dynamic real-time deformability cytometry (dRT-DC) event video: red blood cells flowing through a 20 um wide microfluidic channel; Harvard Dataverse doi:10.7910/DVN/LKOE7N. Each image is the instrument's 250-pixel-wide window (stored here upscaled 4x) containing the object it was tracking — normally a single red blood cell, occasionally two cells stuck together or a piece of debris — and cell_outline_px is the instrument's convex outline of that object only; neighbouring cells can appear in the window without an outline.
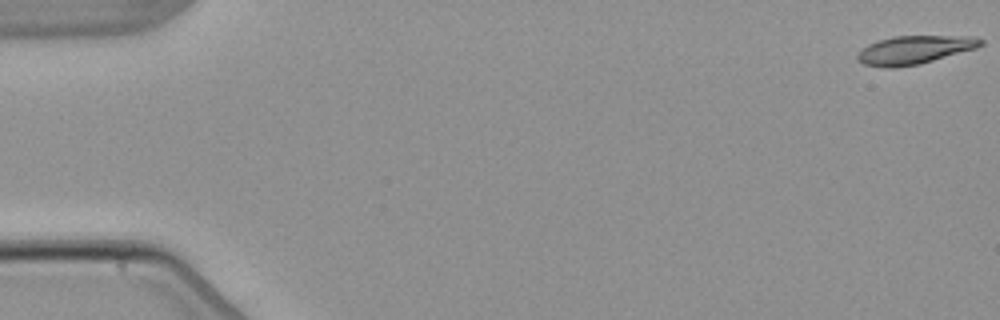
{"species": "common noctule bat (a hibernating species)", "species_latin": "Nyctalus noctula", "temperature_condition": "warm", "stored_images_in_passage": 5, "camera_frame_rate_fps": 3000, "um_per_image_px": 0.085, "animal": {"sex": "male", "body_mass_g": 21.5, "forearm_length_mm": 52.0}, "frame": {"image": 1, "passage_image": 1, "time_ms": 0.0, "image_size_px": [1000, 320], "cell_outline_px": [[984, 44], [976, 48], [920, 64], [896, 68], [884, 68], [864, 64], [856, 60], [856, 56], [868, 44], [892, 36], [972, 36], [984, 40]], "centroid_in_image_um": [77.73, 4.24], "position_along_channel_um": 7.3, "area_um2": 20.4}}
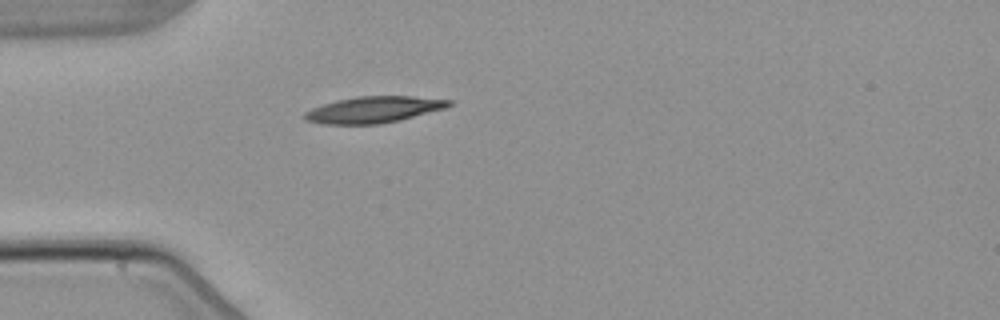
{"frame": {"image": 2, "passage_image": 5, "time_ms": 5.0, "image_size_px": [1000, 320], "cell_outline_px": [[452, 104], [444, 108], [400, 120], [380, 124], [320, 124], [304, 120], [300, 116], [304, 112], [312, 108], [336, 100], [356, 96], [412, 96], [452, 100]], "centroid_in_image_um": [31.69, 9.32], "position_along_channel_um": 53.3, "area_um2": 22.25}}